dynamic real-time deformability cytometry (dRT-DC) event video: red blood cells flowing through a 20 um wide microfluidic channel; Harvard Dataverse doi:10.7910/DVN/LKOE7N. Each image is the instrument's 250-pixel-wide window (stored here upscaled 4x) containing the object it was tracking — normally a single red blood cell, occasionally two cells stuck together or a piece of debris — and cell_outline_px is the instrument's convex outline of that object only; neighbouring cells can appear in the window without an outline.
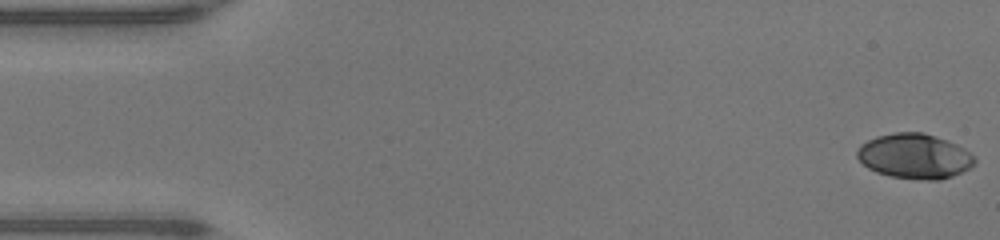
{"species": "human", "species_latin": "Homo sapiens", "temperature_condition": "warm", "stored_images_in_passage": 48, "camera_frame_rate_fps": 3000, "um_per_image_px": 0.085, "donor": {"sex": "male"}, "frame": {"image": 1, "passage_image": 1, "time_ms": 0.0, "image_size_px": [1000, 240], "cell_outline_px": [[976, 164], [952, 176], [940, 180], [924, 180], [888, 176], [876, 172], [868, 168], [856, 156], [856, 152], [860, 144], [876, 136], [896, 132], [924, 132], [936, 136], [956, 144], [964, 148], [976, 156]], "centroid_in_image_um": [77.74, 13.27], "position_along_channel_um": 7.3, "area_um2": 30.98}}
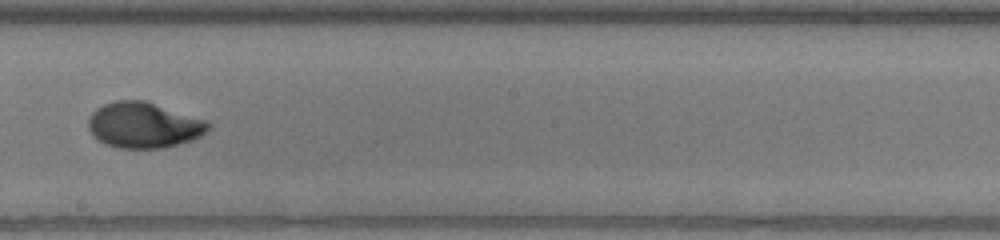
{"frame": {"image": 2, "passage_image": 27, "time_ms": 8.667, "image_size_px": [1000, 240], "cell_outline_px": [[212, 124], [200, 136], [192, 140], [164, 148], [120, 148], [104, 144], [88, 128], [88, 116], [96, 108], [104, 104], [116, 100], [144, 100], [204, 120]], "centroid_in_image_um": [12.18, 10.63], "position_along_channel_um": 236.0, "area_um2": 31.62}}
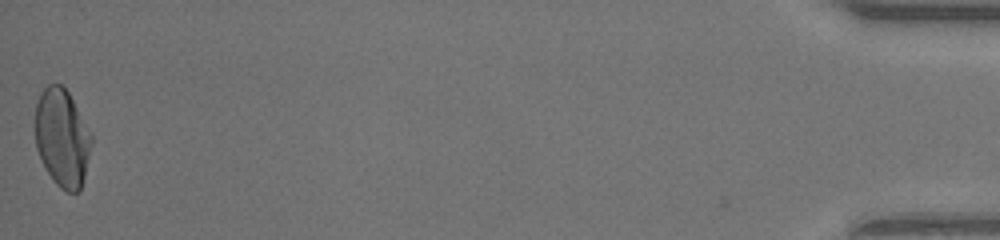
{"frame": {"image": 3, "passage_image": 48, "time_ms": 15.667, "image_size_px": [1000, 240], "cell_outline_px": [[92, 144], [84, 176], [80, 188], [76, 192], [68, 192], [60, 188], [56, 184], [44, 168], [36, 148], [36, 104], [40, 92], [48, 84], [60, 84], [68, 92], [92, 132]], "centroid_in_image_um": [5.29, 11.71], "position_along_channel_um": 429.9, "area_um2": 32.14}, "authors_computed_cell_mechanics": {"area_um2": 31.1831, "velocity_mm_per_s": 4.3309, "shape_relaxation_time_tau1_ms": 4.8232, "shape_relaxation_time_tau2_ms": 0.7018, "deformation_change_tau1": 0.2361, "deformation_change_tau2": 0.0372}}